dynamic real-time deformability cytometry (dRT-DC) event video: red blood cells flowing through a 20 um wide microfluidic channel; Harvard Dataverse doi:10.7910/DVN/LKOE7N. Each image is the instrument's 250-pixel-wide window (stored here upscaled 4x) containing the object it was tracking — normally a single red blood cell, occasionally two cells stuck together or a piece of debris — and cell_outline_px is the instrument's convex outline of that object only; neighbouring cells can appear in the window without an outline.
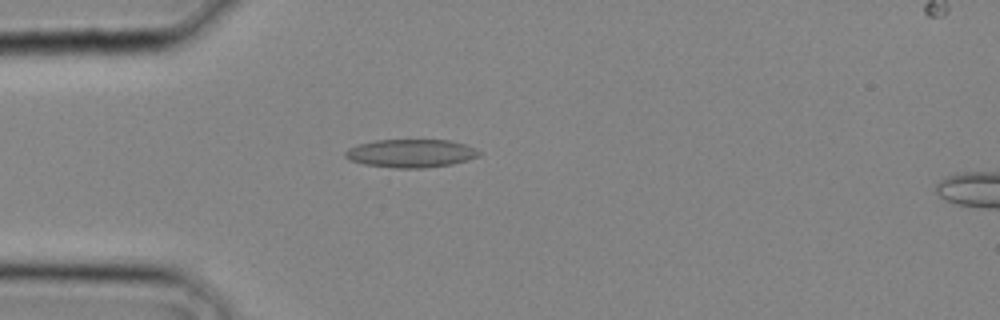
{"species": "common noctule bat (a hibernating species)", "species_latin": "Nyctalus noctula", "temperature_condition": "cold", "stored_images_in_passage": 28, "camera_frame_rate_fps": 3000, "um_per_image_px": 0.085, "animal": {"sex": "male", "body_mass_g": 20.4}, "frame": {"image": 1, "passage_image": 8, "time_ms": 2.333, "image_size_px": [1000, 320], "cell_outline_px": [[484, 152], [480, 156], [468, 160], [452, 164], [424, 168], [396, 168], [364, 164], [352, 160], [344, 156], [344, 152], [348, 148], [360, 144], [376, 140], [448, 140], [464, 144], [476, 148]], "centroid_in_image_um": [34.98, 13.03], "position_along_channel_um": 50.0, "area_um2": 22.02}}
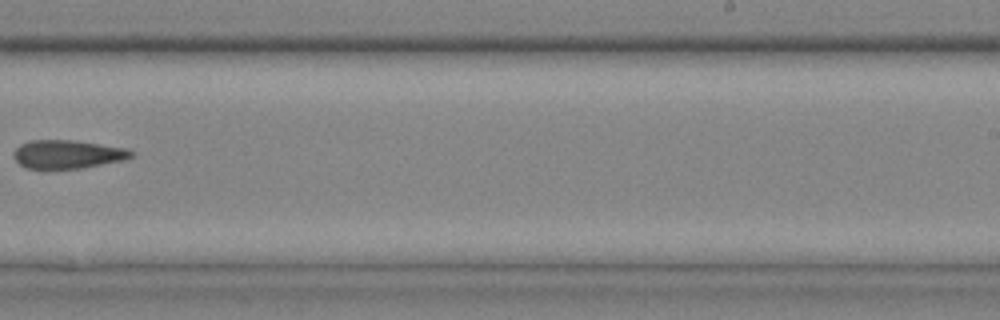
{"frame": {"image": 2, "passage_image": 19, "time_ms": 6.0, "image_size_px": [1000, 320], "cell_outline_px": [[136, 156], [124, 160], [80, 168], [48, 172], [24, 168], [12, 156], [12, 152], [20, 144], [32, 140], [72, 140], [128, 148], [136, 152]], "centroid_in_image_um": [5.72, 13.15], "position_along_channel_um": 283.3, "area_um2": 20.4}}
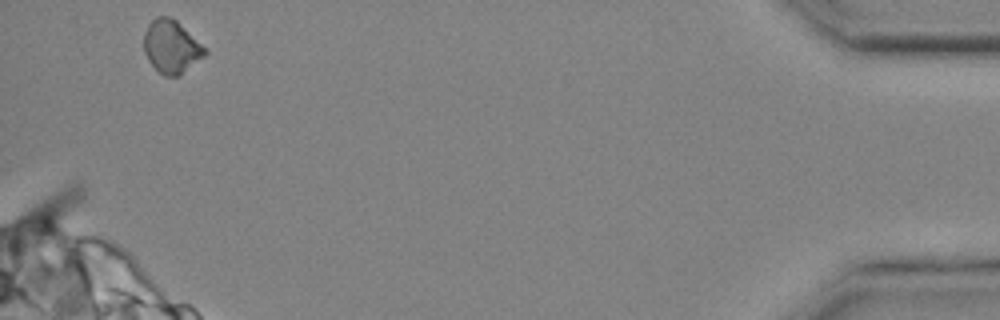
{"frame": {"image": 3, "passage_image": 28, "time_ms": 9.0, "image_size_px": [1000, 320], "cell_outline_px": [[208, 52], [204, 56], [176, 76], [164, 76], [148, 60], [144, 52], [144, 32], [148, 24], [156, 16], [168, 16], [176, 20]], "centroid_in_image_um": [14.52, 3.94], "position_along_channel_um": 420.7, "area_um2": 18.26}}